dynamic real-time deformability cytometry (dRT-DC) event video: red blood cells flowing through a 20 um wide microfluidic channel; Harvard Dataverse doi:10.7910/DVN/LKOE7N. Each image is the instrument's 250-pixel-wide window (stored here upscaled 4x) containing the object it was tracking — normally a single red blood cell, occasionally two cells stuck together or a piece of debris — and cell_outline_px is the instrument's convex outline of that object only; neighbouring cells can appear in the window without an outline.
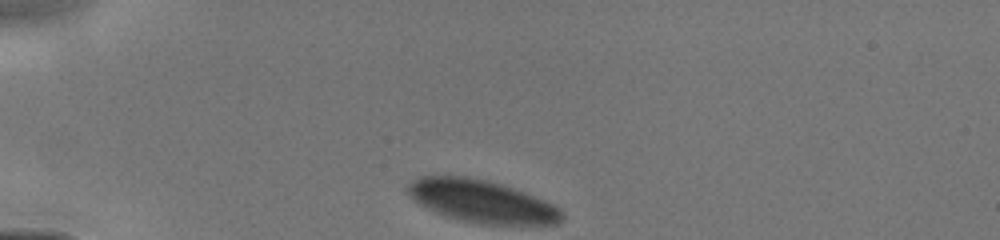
{"species": "human", "species_latin": "Homo sapiens", "temperature_condition": "cold", "stored_images_in_passage": 7, "camera_frame_rate_fps": 3000, "um_per_image_px": 0.085, "donor": {"sex": "male"}, "frame": {"image": 1, "passage_image": 1, "time_ms": 0.0, "image_size_px": [1000, 240], "cell_outline_px": [[564, 216], [556, 224], [480, 224], [460, 220], [444, 216], [412, 200], [408, 192], [408, 184], [412, 180], [420, 176], [468, 176], [488, 180], [524, 192], [544, 200], [560, 208], [564, 212]], "centroid_in_image_um": [40.93, 17.11], "position_along_channel_um": 44.1, "area_um2": 38.09}}
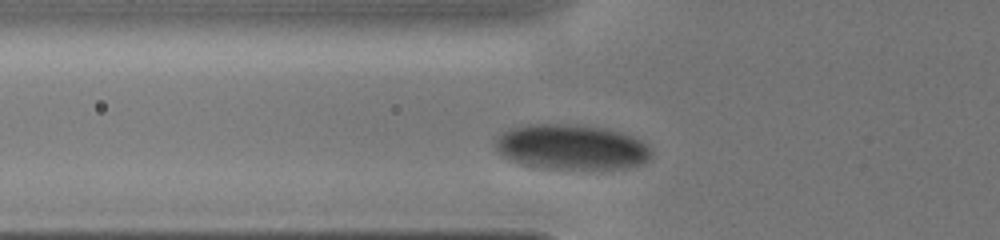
{"frame": {"image": 2, "passage_image": 6, "time_ms": 1.667, "image_size_px": [1000, 240], "cell_outline_px": [[652, 156], [644, 164], [628, 168], [548, 168], [520, 164], [508, 160], [500, 156], [496, 152], [496, 140], [500, 132], [508, 128], [520, 124], [580, 124], [604, 128], [620, 132], [632, 136], [648, 144], [652, 152]], "centroid_in_image_um": [48.54, 12.48], "position_along_channel_um": 77.3, "area_um2": 41.67}}